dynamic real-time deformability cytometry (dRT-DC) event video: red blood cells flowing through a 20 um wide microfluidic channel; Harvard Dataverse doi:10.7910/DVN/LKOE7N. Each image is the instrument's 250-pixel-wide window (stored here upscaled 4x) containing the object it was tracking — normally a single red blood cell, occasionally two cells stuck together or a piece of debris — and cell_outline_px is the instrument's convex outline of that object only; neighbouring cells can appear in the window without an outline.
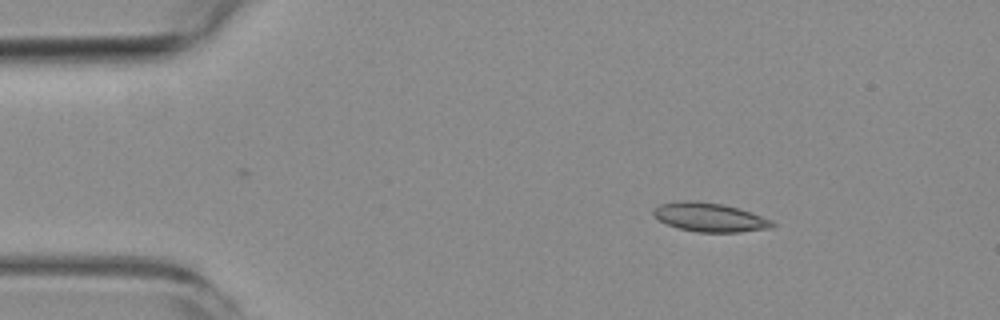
{"species": "common noctule bat (a hibernating species)", "species_latin": "Nyctalus noctula", "temperature_condition": "room temperature", "stored_images_in_passage": 3, "camera_frame_rate_fps": 3000, "um_per_image_px": 0.085, "animal": {"sex": "female", "body_mass_g": 19.3, "forearm_length_mm": 54.1}, "frame": {"image": 1, "passage_image": 2, "time_ms": 1.333, "image_size_px": [1000, 320], "cell_outline_px": [[776, 224], [772, 228], [740, 232], [696, 232], [676, 228], [660, 220], [652, 212], [652, 208], [660, 204], [676, 200], [700, 200], [724, 204], [740, 208], [772, 220]], "centroid_in_image_um": [60.32, 18.45], "position_along_channel_um": 24.7, "area_um2": 20.4}}